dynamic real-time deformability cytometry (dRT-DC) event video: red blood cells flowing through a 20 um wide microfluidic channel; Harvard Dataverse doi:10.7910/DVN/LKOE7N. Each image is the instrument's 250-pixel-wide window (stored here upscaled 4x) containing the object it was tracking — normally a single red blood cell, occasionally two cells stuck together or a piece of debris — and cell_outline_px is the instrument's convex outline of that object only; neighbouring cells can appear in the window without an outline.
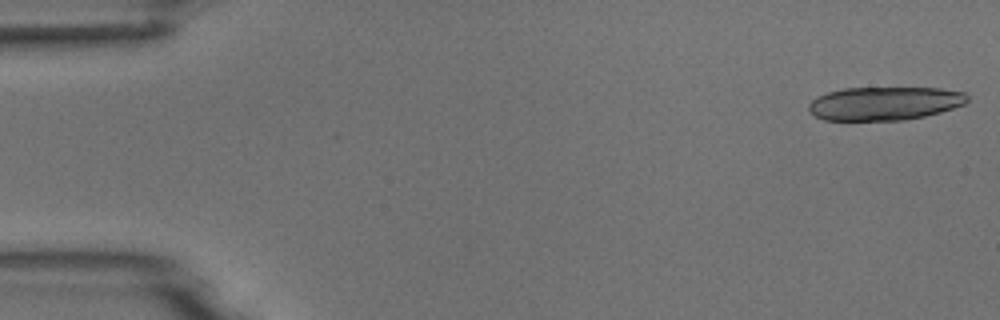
{"species": "common noctule bat (a hibernating species)", "species_latin": "Nyctalus noctula", "temperature_condition": "room temperature", "stored_images_in_passage": 6, "camera_frame_rate_fps": 3000, "um_per_image_px": 0.085, "animal": {"sex": "male", "body_mass_g": 18.8}, "frame": {"image": 1, "passage_image": 1, "time_ms": 0.0, "image_size_px": [1000, 320], "cell_outline_px": [[968, 100], [964, 104], [940, 112], [924, 116], [904, 120], [824, 120], [808, 112], [808, 104], [816, 96], [828, 92], [844, 88], [940, 88], [964, 92], [968, 96]], "centroid_in_image_um": [75.16, 8.79], "position_along_channel_um": 9.8, "area_um2": 30.98}}